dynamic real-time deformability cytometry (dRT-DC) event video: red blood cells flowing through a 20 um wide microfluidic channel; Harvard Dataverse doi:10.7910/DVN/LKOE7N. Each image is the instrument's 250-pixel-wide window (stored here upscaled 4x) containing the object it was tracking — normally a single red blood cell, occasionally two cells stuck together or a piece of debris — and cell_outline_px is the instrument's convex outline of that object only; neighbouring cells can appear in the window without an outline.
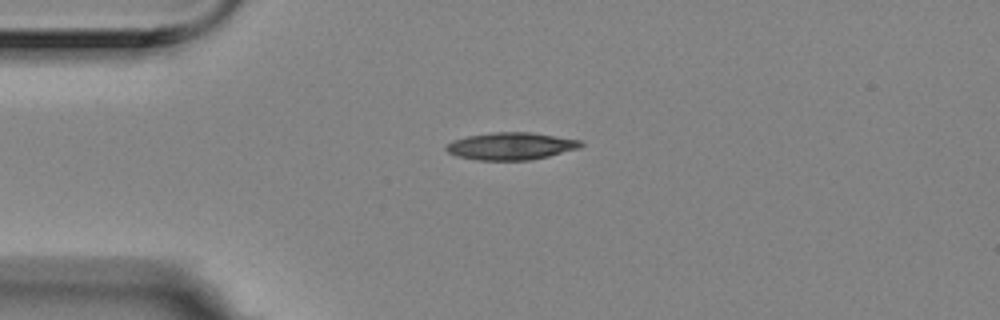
{"species": "Egyptian fruit bat (a non-hibernating species)", "species_latin": "Rousettus aegyptiacus", "temperature_condition": "room temperature", "stored_images_in_passage": 4, "camera_frame_rate_fps": 3000, "um_per_image_px": 0.085, "animal": {"sex": "female"}, "frame": {"image": 1, "passage_image": 4, "time_ms": 1.0, "image_size_px": [1000, 320], "cell_outline_px": [[584, 144], [580, 148], [532, 160], [476, 160], [456, 156], [448, 152], [444, 148], [452, 140], [468, 136], [492, 132], [532, 132], [580, 140]], "centroid_in_image_um": [43.42, 12.42], "position_along_channel_um": 41.6, "area_um2": 21.5}}